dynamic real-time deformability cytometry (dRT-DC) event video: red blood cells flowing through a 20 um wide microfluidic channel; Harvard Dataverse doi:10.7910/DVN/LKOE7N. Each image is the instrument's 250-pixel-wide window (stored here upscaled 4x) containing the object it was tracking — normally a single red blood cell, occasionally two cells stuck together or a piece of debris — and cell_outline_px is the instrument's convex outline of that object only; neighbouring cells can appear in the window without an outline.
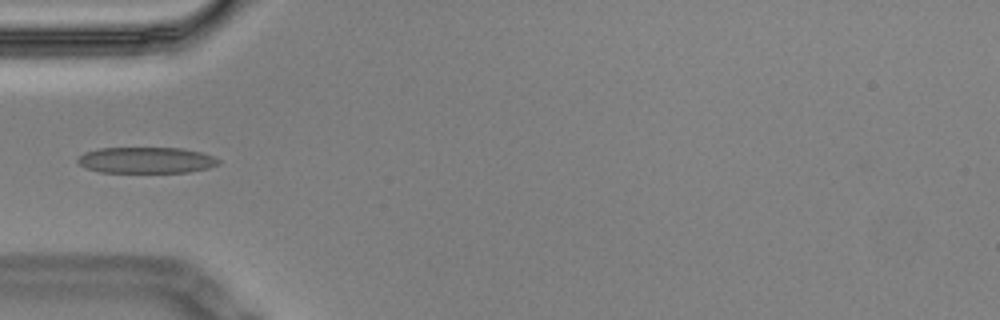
{"species": "Egyptian fruit bat (a non-hibernating species)", "species_latin": "Rousettus aegyptiacus", "temperature_condition": "cold", "stored_images_in_passage": 5, "camera_frame_rate_fps": 3000, "um_per_image_px": 0.085, "animal": {"sex": "male"}, "frame": {"image": 1, "passage_image": 5, "time_ms": 1.333, "image_size_px": [1000, 320], "cell_outline_px": [[220, 164], [208, 168], [188, 172], [100, 172], [84, 168], [76, 160], [84, 152], [100, 148], [184, 148], [204, 152], [220, 160]], "centroid_in_image_um": [12.45, 13.61], "position_along_channel_um": 72.6, "area_um2": 21.56}}